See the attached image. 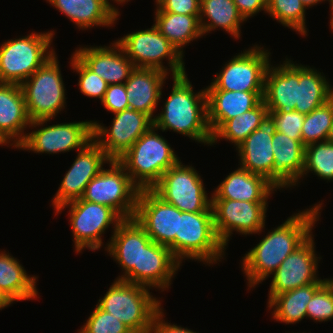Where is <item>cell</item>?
Segmentation results:
<instances>
[{
  "label": "cell",
  "instance_id": "6da1fadb",
  "mask_svg": "<svg viewBox=\"0 0 333 333\" xmlns=\"http://www.w3.org/2000/svg\"><path fill=\"white\" fill-rule=\"evenodd\" d=\"M322 202L290 216L242 258V269L248 289L255 288L273 274L284 259L297 249L311 234L319 220ZM262 281V282H261Z\"/></svg>",
  "mask_w": 333,
  "mask_h": 333
},
{
  "label": "cell",
  "instance_id": "f5cc1de1",
  "mask_svg": "<svg viewBox=\"0 0 333 333\" xmlns=\"http://www.w3.org/2000/svg\"><path fill=\"white\" fill-rule=\"evenodd\" d=\"M112 1H114L117 4H121L122 5L123 3L128 2L130 0H112Z\"/></svg>",
  "mask_w": 333,
  "mask_h": 333
},
{
  "label": "cell",
  "instance_id": "f6af8a7d",
  "mask_svg": "<svg viewBox=\"0 0 333 333\" xmlns=\"http://www.w3.org/2000/svg\"><path fill=\"white\" fill-rule=\"evenodd\" d=\"M164 313L161 310L154 318L148 333H197L188 328L165 322Z\"/></svg>",
  "mask_w": 333,
  "mask_h": 333
},
{
  "label": "cell",
  "instance_id": "8fae6325",
  "mask_svg": "<svg viewBox=\"0 0 333 333\" xmlns=\"http://www.w3.org/2000/svg\"><path fill=\"white\" fill-rule=\"evenodd\" d=\"M152 190L180 211L189 213L213 211L212 198H208L197 170L190 165H183L181 160L161 176Z\"/></svg>",
  "mask_w": 333,
  "mask_h": 333
},
{
  "label": "cell",
  "instance_id": "9c48e42d",
  "mask_svg": "<svg viewBox=\"0 0 333 333\" xmlns=\"http://www.w3.org/2000/svg\"><path fill=\"white\" fill-rule=\"evenodd\" d=\"M86 186L82 200L102 204L115 210L123 219L134 218L140 189L132 182L118 160H110Z\"/></svg>",
  "mask_w": 333,
  "mask_h": 333
},
{
  "label": "cell",
  "instance_id": "7dc6e473",
  "mask_svg": "<svg viewBox=\"0 0 333 333\" xmlns=\"http://www.w3.org/2000/svg\"><path fill=\"white\" fill-rule=\"evenodd\" d=\"M13 302L9 299V297L0 289V310L10 306Z\"/></svg>",
  "mask_w": 333,
  "mask_h": 333
},
{
  "label": "cell",
  "instance_id": "836d02e7",
  "mask_svg": "<svg viewBox=\"0 0 333 333\" xmlns=\"http://www.w3.org/2000/svg\"><path fill=\"white\" fill-rule=\"evenodd\" d=\"M321 74L314 68L299 65L298 103L295 111L306 115L329 101L331 85L325 75Z\"/></svg>",
  "mask_w": 333,
  "mask_h": 333
},
{
  "label": "cell",
  "instance_id": "44dd1931",
  "mask_svg": "<svg viewBox=\"0 0 333 333\" xmlns=\"http://www.w3.org/2000/svg\"><path fill=\"white\" fill-rule=\"evenodd\" d=\"M110 46H84L76 49L73 54L108 85L124 84L135 66L116 41Z\"/></svg>",
  "mask_w": 333,
  "mask_h": 333
},
{
  "label": "cell",
  "instance_id": "c3c4849f",
  "mask_svg": "<svg viewBox=\"0 0 333 333\" xmlns=\"http://www.w3.org/2000/svg\"><path fill=\"white\" fill-rule=\"evenodd\" d=\"M301 1L307 8H309L310 6L312 7L313 5H317L325 0H301Z\"/></svg>",
  "mask_w": 333,
  "mask_h": 333
},
{
  "label": "cell",
  "instance_id": "d6a6232c",
  "mask_svg": "<svg viewBox=\"0 0 333 333\" xmlns=\"http://www.w3.org/2000/svg\"><path fill=\"white\" fill-rule=\"evenodd\" d=\"M154 26L183 56V47L202 37L199 19L195 15L155 12Z\"/></svg>",
  "mask_w": 333,
  "mask_h": 333
},
{
  "label": "cell",
  "instance_id": "1f68e13d",
  "mask_svg": "<svg viewBox=\"0 0 333 333\" xmlns=\"http://www.w3.org/2000/svg\"><path fill=\"white\" fill-rule=\"evenodd\" d=\"M325 282H316L276 295L269 303L272 317L286 324H296L307 318L306 308L314 293Z\"/></svg>",
  "mask_w": 333,
  "mask_h": 333
},
{
  "label": "cell",
  "instance_id": "681fc988",
  "mask_svg": "<svg viewBox=\"0 0 333 333\" xmlns=\"http://www.w3.org/2000/svg\"><path fill=\"white\" fill-rule=\"evenodd\" d=\"M327 1H329V4H330V9H331V16H330V28L332 29V31H333V0H327Z\"/></svg>",
  "mask_w": 333,
  "mask_h": 333
},
{
  "label": "cell",
  "instance_id": "e575fe53",
  "mask_svg": "<svg viewBox=\"0 0 333 333\" xmlns=\"http://www.w3.org/2000/svg\"><path fill=\"white\" fill-rule=\"evenodd\" d=\"M268 113L265 102L261 100L253 109L244 112L240 116L227 120L212 135L211 145L216 144L220 138L232 142L235 147H237L252 132L258 129L259 124Z\"/></svg>",
  "mask_w": 333,
  "mask_h": 333
},
{
  "label": "cell",
  "instance_id": "60d3db41",
  "mask_svg": "<svg viewBox=\"0 0 333 333\" xmlns=\"http://www.w3.org/2000/svg\"><path fill=\"white\" fill-rule=\"evenodd\" d=\"M78 333H133L123 322L97 304Z\"/></svg>",
  "mask_w": 333,
  "mask_h": 333
},
{
  "label": "cell",
  "instance_id": "603a6c76",
  "mask_svg": "<svg viewBox=\"0 0 333 333\" xmlns=\"http://www.w3.org/2000/svg\"><path fill=\"white\" fill-rule=\"evenodd\" d=\"M274 162L271 184L276 188L296 186L304 168L305 145L284 133L276 132L272 138Z\"/></svg>",
  "mask_w": 333,
  "mask_h": 333
},
{
  "label": "cell",
  "instance_id": "f546056e",
  "mask_svg": "<svg viewBox=\"0 0 333 333\" xmlns=\"http://www.w3.org/2000/svg\"><path fill=\"white\" fill-rule=\"evenodd\" d=\"M19 262L5 250L0 252V289L13 303L38 298L37 277L27 274Z\"/></svg>",
  "mask_w": 333,
  "mask_h": 333
},
{
  "label": "cell",
  "instance_id": "8d00e7d4",
  "mask_svg": "<svg viewBox=\"0 0 333 333\" xmlns=\"http://www.w3.org/2000/svg\"><path fill=\"white\" fill-rule=\"evenodd\" d=\"M313 173L321 179L333 181V143L321 141L305 146L302 177Z\"/></svg>",
  "mask_w": 333,
  "mask_h": 333
},
{
  "label": "cell",
  "instance_id": "f35d334b",
  "mask_svg": "<svg viewBox=\"0 0 333 333\" xmlns=\"http://www.w3.org/2000/svg\"><path fill=\"white\" fill-rule=\"evenodd\" d=\"M307 317L315 322L333 319V278L328 279L307 304Z\"/></svg>",
  "mask_w": 333,
  "mask_h": 333
},
{
  "label": "cell",
  "instance_id": "ac0fdd59",
  "mask_svg": "<svg viewBox=\"0 0 333 333\" xmlns=\"http://www.w3.org/2000/svg\"><path fill=\"white\" fill-rule=\"evenodd\" d=\"M105 250L122 267L116 279L140 284L141 251L152 240L135 218L124 219L113 232Z\"/></svg>",
  "mask_w": 333,
  "mask_h": 333
},
{
  "label": "cell",
  "instance_id": "3957f363",
  "mask_svg": "<svg viewBox=\"0 0 333 333\" xmlns=\"http://www.w3.org/2000/svg\"><path fill=\"white\" fill-rule=\"evenodd\" d=\"M149 287L116 279L97 305L123 322L133 333H148L155 316L163 310Z\"/></svg>",
  "mask_w": 333,
  "mask_h": 333
},
{
  "label": "cell",
  "instance_id": "7a4b0ae2",
  "mask_svg": "<svg viewBox=\"0 0 333 333\" xmlns=\"http://www.w3.org/2000/svg\"><path fill=\"white\" fill-rule=\"evenodd\" d=\"M173 86L153 126L162 132L173 130L198 143L211 146L212 133L207 119L206 90L195 93L187 74L173 76Z\"/></svg>",
  "mask_w": 333,
  "mask_h": 333
},
{
  "label": "cell",
  "instance_id": "f907efd6",
  "mask_svg": "<svg viewBox=\"0 0 333 333\" xmlns=\"http://www.w3.org/2000/svg\"><path fill=\"white\" fill-rule=\"evenodd\" d=\"M327 141H329L330 143H333V121L332 124L330 126V130L327 136Z\"/></svg>",
  "mask_w": 333,
  "mask_h": 333
},
{
  "label": "cell",
  "instance_id": "7bdbcfd3",
  "mask_svg": "<svg viewBox=\"0 0 333 333\" xmlns=\"http://www.w3.org/2000/svg\"><path fill=\"white\" fill-rule=\"evenodd\" d=\"M201 0H155L156 12L195 15L200 18Z\"/></svg>",
  "mask_w": 333,
  "mask_h": 333
},
{
  "label": "cell",
  "instance_id": "ab89813d",
  "mask_svg": "<svg viewBox=\"0 0 333 333\" xmlns=\"http://www.w3.org/2000/svg\"><path fill=\"white\" fill-rule=\"evenodd\" d=\"M70 59L73 70L79 74L78 86L80 92L87 97L98 98L102 101L109 85L89 70L74 54Z\"/></svg>",
  "mask_w": 333,
  "mask_h": 333
},
{
  "label": "cell",
  "instance_id": "d590c367",
  "mask_svg": "<svg viewBox=\"0 0 333 333\" xmlns=\"http://www.w3.org/2000/svg\"><path fill=\"white\" fill-rule=\"evenodd\" d=\"M306 9L301 0H267L266 13L304 37L307 35Z\"/></svg>",
  "mask_w": 333,
  "mask_h": 333
},
{
  "label": "cell",
  "instance_id": "5b68a950",
  "mask_svg": "<svg viewBox=\"0 0 333 333\" xmlns=\"http://www.w3.org/2000/svg\"><path fill=\"white\" fill-rule=\"evenodd\" d=\"M168 247L180 263L187 258L209 266L220 262L226 250L217 236L213 211H181L178 234Z\"/></svg>",
  "mask_w": 333,
  "mask_h": 333
},
{
  "label": "cell",
  "instance_id": "83f0119b",
  "mask_svg": "<svg viewBox=\"0 0 333 333\" xmlns=\"http://www.w3.org/2000/svg\"><path fill=\"white\" fill-rule=\"evenodd\" d=\"M180 266L169 247L151 241L141 251L140 285L164 291Z\"/></svg>",
  "mask_w": 333,
  "mask_h": 333
},
{
  "label": "cell",
  "instance_id": "e0dca14e",
  "mask_svg": "<svg viewBox=\"0 0 333 333\" xmlns=\"http://www.w3.org/2000/svg\"><path fill=\"white\" fill-rule=\"evenodd\" d=\"M179 216L181 211L152 189L139 191L134 218L152 241L168 247L178 234Z\"/></svg>",
  "mask_w": 333,
  "mask_h": 333
},
{
  "label": "cell",
  "instance_id": "cb8c5ba5",
  "mask_svg": "<svg viewBox=\"0 0 333 333\" xmlns=\"http://www.w3.org/2000/svg\"><path fill=\"white\" fill-rule=\"evenodd\" d=\"M30 123L21 86L0 83V136L17 148L24 141V130Z\"/></svg>",
  "mask_w": 333,
  "mask_h": 333
},
{
  "label": "cell",
  "instance_id": "f1b7e54d",
  "mask_svg": "<svg viewBox=\"0 0 333 333\" xmlns=\"http://www.w3.org/2000/svg\"><path fill=\"white\" fill-rule=\"evenodd\" d=\"M79 29L112 26L119 17L118 8L109 0H46Z\"/></svg>",
  "mask_w": 333,
  "mask_h": 333
},
{
  "label": "cell",
  "instance_id": "4dcf8cb0",
  "mask_svg": "<svg viewBox=\"0 0 333 333\" xmlns=\"http://www.w3.org/2000/svg\"><path fill=\"white\" fill-rule=\"evenodd\" d=\"M244 21L246 20L239 13L233 0H201L200 2L199 23L202 35L219 27L238 39L241 36L240 24Z\"/></svg>",
  "mask_w": 333,
  "mask_h": 333
},
{
  "label": "cell",
  "instance_id": "484cf974",
  "mask_svg": "<svg viewBox=\"0 0 333 333\" xmlns=\"http://www.w3.org/2000/svg\"><path fill=\"white\" fill-rule=\"evenodd\" d=\"M264 92L206 90L207 119L212 135L227 121L253 109Z\"/></svg>",
  "mask_w": 333,
  "mask_h": 333
},
{
  "label": "cell",
  "instance_id": "bcb514c9",
  "mask_svg": "<svg viewBox=\"0 0 333 333\" xmlns=\"http://www.w3.org/2000/svg\"><path fill=\"white\" fill-rule=\"evenodd\" d=\"M233 2L246 21L262 10L266 13L267 0H233Z\"/></svg>",
  "mask_w": 333,
  "mask_h": 333
},
{
  "label": "cell",
  "instance_id": "30bf717a",
  "mask_svg": "<svg viewBox=\"0 0 333 333\" xmlns=\"http://www.w3.org/2000/svg\"><path fill=\"white\" fill-rule=\"evenodd\" d=\"M69 208L70 225L74 238L75 250L80 253L83 249L95 251L103 246L102 234L114 225L113 231L124 220L112 208L88 202L81 198L67 202L59 206L55 211L61 214V210Z\"/></svg>",
  "mask_w": 333,
  "mask_h": 333
},
{
  "label": "cell",
  "instance_id": "4fadbf2b",
  "mask_svg": "<svg viewBox=\"0 0 333 333\" xmlns=\"http://www.w3.org/2000/svg\"><path fill=\"white\" fill-rule=\"evenodd\" d=\"M49 121L50 119L31 121L29 127H42L26 133L24 141L17 148L39 154H59L74 149L79 151L93 139L91 121L58 123L43 127Z\"/></svg>",
  "mask_w": 333,
  "mask_h": 333
},
{
  "label": "cell",
  "instance_id": "816d5d0a",
  "mask_svg": "<svg viewBox=\"0 0 333 333\" xmlns=\"http://www.w3.org/2000/svg\"><path fill=\"white\" fill-rule=\"evenodd\" d=\"M333 86H330V97H329V101L333 104Z\"/></svg>",
  "mask_w": 333,
  "mask_h": 333
},
{
  "label": "cell",
  "instance_id": "2e32d148",
  "mask_svg": "<svg viewBox=\"0 0 333 333\" xmlns=\"http://www.w3.org/2000/svg\"><path fill=\"white\" fill-rule=\"evenodd\" d=\"M315 242L311 234L297 249L289 254L277 270L271 274L272 281L269 288V303L276 295L291 291L298 287L316 282H326L328 279L318 278L317 254Z\"/></svg>",
  "mask_w": 333,
  "mask_h": 333
},
{
  "label": "cell",
  "instance_id": "ee69618b",
  "mask_svg": "<svg viewBox=\"0 0 333 333\" xmlns=\"http://www.w3.org/2000/svg\"><path fill=\"white\" fill-rule=\"evenodd\" d=\"M107 111L115 114L129 108L124 84H110L101 101Z\"/></svg>",
  "mask_w": 333,
  "mask_h": 333
},
{
  "label": "cell",
  "instance_id": "277c9868",
  "mask_svg": "<svg viewBox=\"0 0 333 333\" xmlns=\"http://www.w3.org/2000/svg\"><path fill=\"white\" fill-rule=\"evenodd\" d=\"M155 131L152 126L118 159L140 190L152 189L180 161L167 140Z\"/></svg>",
  "mask_w": 333,
  "mask_h": 333
},
{
  "label": "cell",
  "instance_id": "b9f144b4",
  "mask_svg": "<svg viewBox=\"0 0 333 333\" xmlns=\"http://www.w3.org/2000/svg\"><path fill=\"white\" fill-rule=\"evenodd\" d=\"M273 118L277 132L284 133L288 137L302 142L301 131L305 115L295 110L287 113L269 112Z\"/></svg>",
  "mask_w": 333,
  "mask_h": 333
},
{
  "label": "cell",
  "instance_id": "5bb4252c",
  "mask_svg": "<svg viewBox=\"0 0 333 333\" xmlns=\"http://www.w3.org/2000/svg\"><path fill=\"white\" fill-rule=\"evenodd\" d=\"M267 203L212 199L214 226L222 244L227 246L234 231L243 235L263 232Z\"/></svg>",
  "mask_w": 333,
  "mask_h": 333
},
{
  "label": "cell",
  "instance_id": "d4e9b609",
  "mask_svg": "<svg viewBox=\"0 0 333 333\" xmlns=\"http://www.w3.org/2000/svg\"><path fill=\"white\" fill-rule=\"evenodd\" d=\"M166 72L154 68H135L124 83L129 108L148 115L152 120L158 102L162 99V88Z\"/></svg>",
  "mask_w": 333,
  "mask_h": 333
},
{
  "label": "cell",
  "instance_id": "52a82bcc",
  "mask_svg": "<svg viewBox=\"0 0 333 333\" xmlns=\"http://www.w3.org/2000/svg\"><path fill=\"white\" fill-rule=\"evenodd\" d=\"M55 54L20 86L31 121L56 117L65 108V86Z\"/></svg>",
  "mask_w": 333,
  "mask_h": 333
},
{
  "label": "cell",
  "instance_id": "74e56055",
  "mask_svg": "<svg viewBox=\"0 0 333 333\" xmlns=\"http://www.w3.org/2000/svg\"><path fill=\"white\" fill-rule=\"evenodd\" d=\"M332 121L333 104L330 101L306 114L301 131L302 143L306 146L326 141Z\"/></svg>",
  "mask_w": 333,
  "mask_h": 333
},
{
  "label": "cell",
  "instance_id": "ffe728a7",
  "mask_svg": "<svg viewBox=\"0 0 333 333\" xmlns=\"http://www.w3.org/2000/svg\"><path fill=\"white\" fill-rule=\"evenodd\" d=\"M299 64L286 58L279 66H268L263 101L268 112L287 113L298 103Z\"/></svg>",
  "mask_w": 333,
  "mask_h": 333
},
{
  "label": "cell",
  "instance_id": "8992f818",
  "mask_svg": "<svg viewBox=\"0 0 333 333\" xmlns=\"http://www.w3.org/2000/svg\"><path fill=\"white\" fill-rule=\"evenodd\" d=\"M54 34V31L32 32L27 36L2 43L0 45V83L21 85L53 57L56 52L50 46Z\"/></svg>",
  "mask_w": 333,
  "mask_h": 333
},
{
  "label": "cell",
  "instance_id": "7c38bea8",
  "mask_svg": "<svg viewBox=\"0 0 333 333\" xmlns=\"http://www.w3.org/2000/svg\"><path fill=\"white\" fill-rule=\"evenodd\" d=\"M270 54L259 45L241 51L222 67L205 90L264 92Z\"/></svg>",
  "mask_w": 333,
  "mask_h": 333
},
{
  "label": "cell",
  "instance_id": "d6986e66",
  "mask_svg": "<svg viewBox=\"0 0 333 333\" xmlns=\"http://www.w3.org/2000/svg\"><path fill=\"white\" fill-rule=\"evenodd\" d=\"M110 158L104 150L92 139L81 150L64 175L60 187L52 199L56 210L59 206L79 199L83 196L87 184L108 164Z\"/></svg>",
  "mask_w": 333,
  "mask_h": 333
},
{
  "label": "cell",
  "instance_id": "db71d44e",
  "mask_svg": "<svg viewBox=\"0 0 333 333\" xmlns=\"http://www.w3.org/2000/svg\"><path fill=\"white\" fill-rule=\"evenodd\" d=\"M8 143L0 136V145L1 146H5V145H7Z\"/></svg>",
  "mask_w": 333,
  "mask_h": 333
},
{
  "label": "cell",
  "instance_id": "7402d4cb",
  "mask_svg": "<svg viewBox=\"0 0 333 333\" xmlns=\"http://www.w3.org/2000/svg\"><path fill=\"white\" fill-rule=\"evenodd\" d=\"M276 132L275 122L268 113L259 124L258 129L236 147L240 157V167L264 176L270 183L274 162L272 138Z\"/></svg>",
  "mask_w": 333,
  "mask_h": 333
},
{
  "label": "cell",
  "instance_id": "4316f807",
  "mask_svg": "<svg viewBox=\"0 0 333 333\" xmlns=\"http://www.w3.org/2000/svg\"><path fill=\"white\" fill-rule=\"evenodd\" d=\"M277 189L262 175L238 167L214 190L212 199L267 202Z\"/></svg>",
  "mask_w": 333,
  "mask_h": 333
},
{
  "label": "cell",
  "instance_id": "ba28073f",
  "mask_svg": "<svg viewBox=\"0 0 333 333\" xmlns=\"http://www.w3.org/2000/svg\"><path fill=\"white\" fill-rule=\"evenodd\" d=\"M116 42L122 47L135 68H154L167 74L171 71L172 77L186 73L184 56L158 31L154 24L151 28L126 34ZM164 59L169 61V69L163 65Z\"/></svg>",
  "mask_w": 333,
  "mask_h": 333
},
{
  "label": "cell",
  "instance_id": "9a60e30c",
  "mask_svg": "<svg viewBox=\"0 0 333 333\" xmlns=\"http://www.w3.org/2000/svg\"><path fill=\"white\" fill-rule=\"evenodd\" d=\"M91 122L93 140L111 160H118L153 126L148 115L130 108L114 114L110 129L98 121Z\"/></svg>",
  "mask_w": 333,
  "mask_h": 333
}]
</instances>
